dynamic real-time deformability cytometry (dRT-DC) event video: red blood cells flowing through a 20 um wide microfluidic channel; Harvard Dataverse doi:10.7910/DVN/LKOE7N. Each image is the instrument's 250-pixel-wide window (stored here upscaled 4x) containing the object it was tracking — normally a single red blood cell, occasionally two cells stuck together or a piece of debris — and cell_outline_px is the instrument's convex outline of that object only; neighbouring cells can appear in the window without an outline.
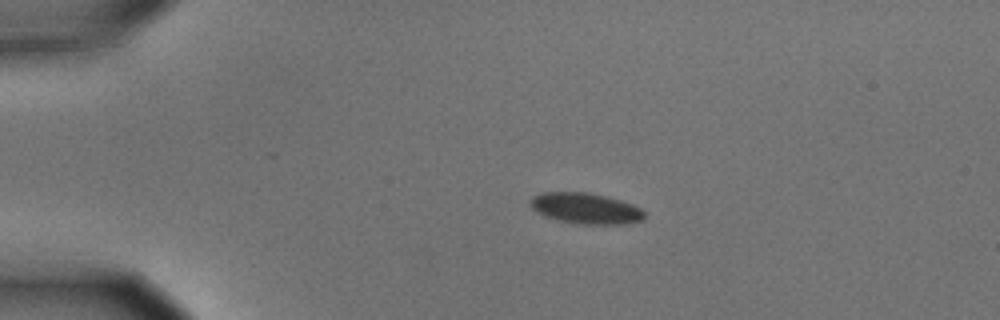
{"species": "common noctule bat (a hibernating species)", "species_latin": "Nyctalus noctula", "temperature_condition": "cold", "stored_images_in_passage": 45, "camera_frame_rate_fps": 3000, "um_per_image_px": 0.085, "animal": {"sex": "male", "body_mass_g": 15.6}, "frame": {"image": 1, "passage_image": 1, "time_ms": 0.0, "image_size_px": [1000, 320], "cell_outline_px": [[644, 220], [624, 224], [580, 224], [560, 220], [544, 216], [536, 212], [528, 204], [528, 200], [532, 196], [540, 192], [588, 192], [608, 196], [632, 204], [640, 208], [644, 212]], "centroid_in_image_um": [49.74, 17.7], "position_along_channel_um": 35.3, "area_um2": 20.75}}
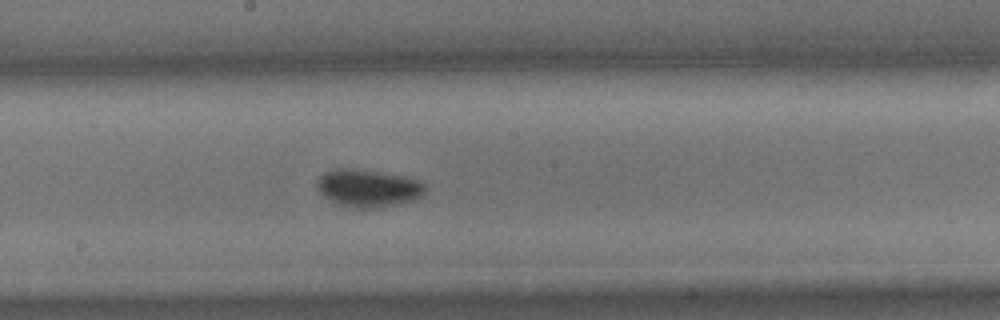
{"frame": {"image": 2, "passage_image": 20, "time_ms": 6.333, "image_size_px": [1000, 320], "cell_outline_px": [[424, 192], [420, 196], [412, 200], [400, 204], [384, 208], [348, 208], [324, 196], [316, 184], [316, 180], [324, 172], [336, 168], [356, 168], [404, 176], [420, 180], [424, 184]], "centroid_in_image_um": [31.29, 15.99], "position_along_channel_um": 216.9, "area_um2": 23.81}}
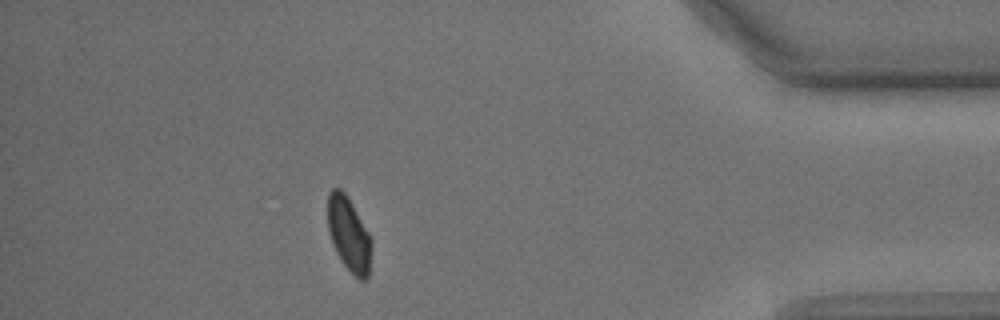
{"frame": {"image": 3, "passage_image": 39, "time_ms": 12.667, "image_size_px": [1000, 320], "cell_outline_px": [[372, 248], [368, 276], [364, 280], [360, 280], [344, 264], [336, 252], [332, 244], [328, 232], [328, 192], [332, 188], [340, 188], [348, 196], [372, 236]], "centroid_in_image_um": [29.67, 19.87], "position_along_channel_um": 405.5, "area_um2": 19.19}, "authors_computed_cell_mechanics": {"area_um2": 20.9236, "velocity_mm_per_s": 3.609, "shape_relaxation_time_tau1_ms": 4.083, "shape_relaxation_time_tau2_ms": null, "deformation_change_tau1": 0.0941, "deformation_change_tau2": null}}